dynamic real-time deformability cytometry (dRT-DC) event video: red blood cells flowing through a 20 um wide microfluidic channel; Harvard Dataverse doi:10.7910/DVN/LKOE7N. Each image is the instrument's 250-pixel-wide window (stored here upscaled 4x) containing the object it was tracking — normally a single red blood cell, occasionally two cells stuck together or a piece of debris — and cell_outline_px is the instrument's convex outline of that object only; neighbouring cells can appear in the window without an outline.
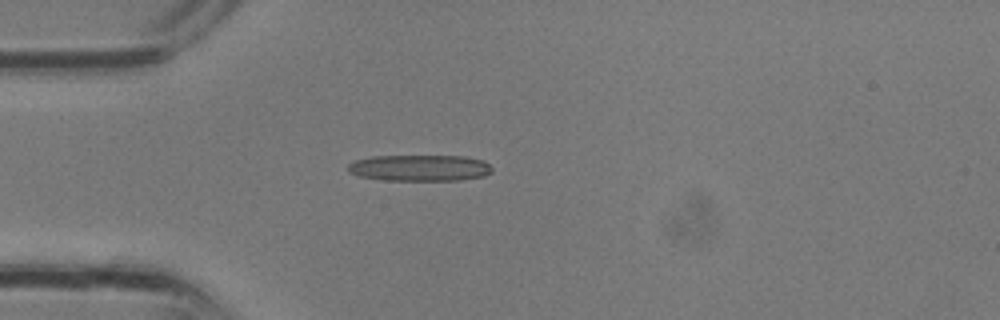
{"species": "common noctule bat (a hibernating species)", "species_latin": "Nyctalus noctula", "temperature_condition": "room temperature", "stored_images_in_passage": 2, "camera_frame_rate_fps": 3000, "um_per_image_px": 0.085, "animal": {"sex": "male", "body_mass_g": 13.3}, "frame": {"image": 1, "passage_image": 2, "time_ms": 0.333, "image_size_px": [1000, 320], "cell_outline_px": [[492, 172], [484, 176], [460, 180], [384, 180], [360, 176], [348, 172], [348, 164], [352, 160], [372, 156], [464, 156], [484, 160], [492, 168]], "centroid_in_image_um": [35.67, 14.27], "position_along_channel_um": 49.3, "area_um2": 22.2}}